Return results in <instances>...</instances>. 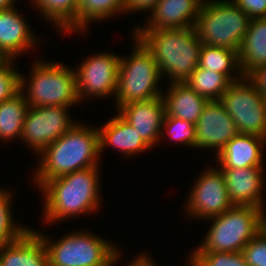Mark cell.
Listing matches in <instances>:
<instances>
[{
    "instance_id": "37",
    "label": "cell",
    "mask_w": 266,
    "mask_h": 266,
    "mask_svg": "<svg viewBox=\"0 0 266 266\" xmlns=\"http://www.w3.org/2000/svg\"><path fill=\"white\" fill-rule=\"evenodd\" d=\"M12 59L0 49V69L5 67Z\"/></svg>"
},
{
    "instance_id": "8",
    "label": "cell",
    "mask_w": 266,
    "mask_h": 266,
    "mask_svg": "<svg viewBox=\"0 0 266 266\" xmlns=\"http://www.w3.org/2000/svg\"><path fill=\"white\" fill-rule=\"evenodd\" d=\"M37 234L45 244L49 266H113L121 256L111 242L85 231L66 234L52 243Z\"/></svg>"
},
{
    "instance_id": "31",
    "label": "cell",
    "mask_w": 266,
    "mask_h": 266,
    "mask_svg": "<svg viewBox=\"0 0 266 266\" xmlns=\"http://www.w3.org/2000/svg\"><path fill=\"white\" fill-rule=\"evenodd\" d=\"M248 266H266V227L242 249Z\"/></svg>"
},
{
    "instance_id": "38",
    "label": "cell",
    "mask_w": 266,
    "mask_h": 266,
    "mask_svg": "<svg viewBox=\"0 0 266 266\" xmlns=\"http://www.w3.org/2000/svg\"><path fill=\"white\" fill-rule=\"evenodd\" d=\"M16 0H0V11L13 7Z\"/></svg>"
},
{
    "instance_id": "10",
    "label": "cell",
    "mask_w": 266,
    "mask_h": 266,
    "mask_svg": "<svg viewBox=\"0 0 266 266\" xmlns=\"http://www.w3.org/2000/svg\"><path fill=\"white\" fill-rule=\"evenodd\" d=\"M67 106L28 107L21 139L39 154L50 143L59 139L75 124Z\"/></svg>"
},
{
    "instance_id": "6",
    "label": "cell",
    "mask_w": 266,
    "mask_h": 266,
    "mask_svg": "<svg viewBox=\"0 0 266 266\" xmlns=\"http://www.w3.org/2000/svg\"><path fill=\"white\" fill-rule=\"evenodd\" d=\"M30 73L29 83L26 77L20 74V90L30 107H71L79 103L75 69L58 62L38 60L33 64ZM27 83L29 88L26 91Z\"/></svg>"
},
{
    "instance_id": "32",
    "label": "cell",
    "mask_w": 266,
    "mask_h": 266,
    "mask_svg": "<svg viewBox=\"0 0 266 266\" xmlns=\"http://www.w3.org/2000/svg\"><path fill=\"white\" fill-rule=\"evenodd\" d=\"M13 59L0 69V103L12 98L20 91V74L14 69Z\"/></svg>"
},
{
    "instance_id": "33",
    "label": "cell",
    "mask_w": 266,
    "mask_h": 266,
    "mask_svg": "<svg viewBox=\"0 0 266 266\" xmlns=\"http://www.w3.org/2000/svg\"><path fill=\"white\" fill-rule=\"evenodd\" d=\"M252 20L266 18V0H232Z\"/></svg>"
},
{
    "instance_id": "14",
    "label": "cell",
    "mask_w": 266,
    "mask_h": 266,
    "mask_svg": "<svg viewBox=\"0 0 266 266\" xmlns=\"http://www.w3.org/2000/svg\"><path fill=\"white\" fill-rule=\"evenodd\" d=\"M118 113L137 130L142 139L153 147L162 138L165 104L163 96L121 106ZM161 133V134H160Z\"/></svg>"
},
{
    "instance_id": "11",
    "label": "cell",
    "mask_w": 266,
    "mask_h": 266,
    "mask_svg": "<svg viewBox=\"0 0 266 266\" xmlns=\"http://www.w3.org/2000/svg\"><path fill=\"white\" fill-rule=\"evenodd\" d=\"M120 59L119 55L104 52L82 61L75 70L78 100L86 96H115Z\"/></svg>"
},
{
    "instance_id": "1",
    "label": "cell",
    "mask_w": 266,
    "mask_h": 266,
    "mask_svg": "<svg viewBox=\"0 0 266 266\" xmlns=\"http://www.w3.org/2000/svg\"><path fill=\"white\" fill-rule=\"evenodd\" d=\"M93 128L77 123L37 154L42 155L34 173L38 188L47 180L99 166V132Z\"/></svg>"
},
{
    "instance_id": "3",
    "label": "cell",
    "mask_w": 266,
    "mask_h": 266,
    "mask_svg": "<svg viewBox=\"0 0 266 266\" xmlns=\"http://www.w3.org/2000/svg\"><path fill=\"white\" fill-rule=\"evenodd\" d=\"M98 168L99 166L89 167L47 180L39 188L46 197L44 220L54 223L98 210L101 201Z\"/></svg>"
},
{
    "instance_id": "20",
    "label": "cell",
    "mask_w": 266,
    "mask_h": 266,
    "mask_svg": "<svg viewBox=\"0 0 266 266\" xmlns=\"http://www.w3.org/2000/svg\"><path fill=\"white\" fill-rule=\"evenodd\" d=\"M97 129L99 132V152L104 150L106 145H110L128 157L151 148L137 130L119 113L106 122L103 127Z\"/></svg>"
},
{
    "instance_id": "19",
    "label": "cell",
    "mask_w": 266,
    "mask_h": 266,
    "mask_svg": "<svg viewBox=\"0 0 266 266\" xmlns=\"http://www.w3.org/2000/svg\"><path fill=\"white\" fill-rule=\"evenodd\" d=\"M15 8L13 6L0 11V49L13 60L18 54L32 49L36 42H39L22 14Z\"/></svg>"
},
{
    "instance_id": "27",
    "label": "cell",
    "mask_w": 266,
    "mask_h": 266,
    "mask_svg": "<svg viewBox=\"0 0 266 266\" xmlns=\"http://www.w3.org/2000/svg\"><path fill=\"white\" fill-rule=\"evenodd\" d=\"M33 3L62 32L78 19L79 0H33Z\"/></svg>"
},
{
    "instance_id": "9",
    "label": "cell",
    "mask_w": 266,
    "mask_h": 266,
    "mask_svg": "<svg viewBox=\"0 0 266 266\" xmlns=\"http://www.w3.org/2000/svg\"><path fill=\"white\" fill-rule=\"evenodd\" d=\"M219 102L233 118L239 134L266 138V101L246 77L232 82Z\"/></svg>"
},
{
    "instance_id": "30",
    "label": "cell",
    "mask_w": 266,
    "mask_h": 266,
    "mask_svg": "<svg viewBox=\"0 0 266 266\" xmlns=\"http://www.w3.org/2000/svg\"><path fill=\"white\" fill-rule=\"evenodd\" d=\"M162 127L163 130L168 132V134L166 132L165 134L168 135L174 142H178L179 144L186 146L188 145V147L190 146L191 148L196 147L195 125L190 122L165 115Z\"/></svg>"
},
{
    "instance_id": "15",
    "label": "cell",
    "mask_w": 266,
    "mask_h": 266,
    "mask_svg": "<svg viewBox=\"0 0 266 266\" xmlns=\"http://www.w3.org/2000/svg\"><path fill=\"white\" fill-rule=\"evenodd\" d=\"M224 175L229 199L233 205L253 206L263 210V167L220 169ZM263 174V175H262Z\"/></svg>"
},
{
    "instance_id": "2",
    "label": "cell",
    "mask_w": 266,
    "mask_h": 266,
    "mask_svg": "<svg viewBox=\"0 0 266 266\" xmlns=\"http://www.w3.org/2000/svg\"><path fill=\"white\" fill-rule=\"evenodd\" d=\"M133 33L152 54L162 78L167 74L171 83L185 82L198 67L203 44L194 27L135 29Z\"/></svg>"
},
{
    "instance_id": "13",
    "label": "cell",
    "mask_w": 266,
    "mask_h": 266,
    "mask_svg": "<svg viewBox=\"0 0 266 266\" xmlns=\"http://www.w3.org/2000/svg\"><path fill=\"white\" fill-rule=\"evenodd\" d=\"M196 147L217 149L223 147L239 134L233 118L219 101H209L195 124Z\"/></svg>"
},
{
    "instance_id": "29",
    "label": "cell",
    "mask_w": 266,
    "mask_h": 266,
    "mask_svg": "<svg viewBox=\"0 0 266 266\" xmlns=\"http://www.w3.org/2000/svg\"><path fill=\"white\" fill-rule=\"evenodd\" d=\"M197 248L189 256L190 266H248L242 252H203Z\"/></svg>"
},
{
    "instance_id": "17",
    "label": "cell",
    "mask_w": 266,
    "mask_h": 266,
    "mask_svg": "<svg viewBox=\"0 0 266 266\" xmlns=\"http://www.w3.org/2000/svg\"><path fill=\"white\" fill-rule=\"evenodd\" d=\"M266 138L254 134H238L216 154L220 169L263 167L262 148Z\"/></svg>"
},
{
    "instance_id": "21",
    "label": "cell",
    "mask_w": 266,
    "mask_h": 266,
    "mask_svg": "<svg viewBox=\"0 0 266 266\" xmlns=\"http://www.w3.org/2000/svg\"><path fill=\"white\" fill-rule=\"evenodd\" d=\"M169 87L166 96L163 97L165 115L195 125L209 100L197 94L185 82H173Z\"/></svg>"
},
{
    "instance_id": "23",
    "label": "cell",
    "mask_w": 266,
    "mask_h": 266,
    "mask_svg": "<svg viewBox=\"0 0 266 266\" xmlns=\"http://www.w3.org/2000/svg\"><path fill=\"white\" fill-rule=\"evenodd\" d=\"M198 66L206 70H211L212 72L222 73L231 82L240 80L244 77L239 65L238 51L226 48L202 45ZM233 70L238 73L236 74L238 77L235 73L233 76L231 73Z\"/></svg>"
},
{
    "instance_id": "5",
    "label": "cell",
    "mask_w": 266,
    "mask_h": 266,
    "mask_svg": "<svg viewBox=\"0 0 266 266\" xmlns=\"http://www.w3.org/2000/svg\"><path fill=\"white\" fill-rule=\"evenodd\" d=\"M264 210L234 205L209 218L212 225L198 246L203 252H242L245 245L265 228Z\"/></svg>"
},
{
    "instance_id": "25",
    "label": "cell",
    "mask_w": 266,
    "mask_h": 266,
    "mask_svg": "<svg viewBox=\"0 0 266 266\" xmlns=\"http://www.w3.org/2000/svg\"><path fill=\"white\" fill-rule=\"evenodd\" d=\"M124 7L125 0H79L78 19L65 33L79 32L80 30L82 32L93 21H104L118 12L123 13Z\"/></svg>"
},
{
    "instance_id": "4",
    "label": "cell",
    "mask_w": 266,
    "mask_h": 266,
    "mask_svg": "<svg viewBox=\"0 0 266 266\" xmlns=\"http://www.w3.org/2000/svg\"><path fill=\"white\" fill-rule=\"evenodd\" d=\"M251 18L232 0L202 2L194 28L203 45L238 51Z\"/></svg>"
},
{
    "instance_id": "26",
    "label": "cell",
    "mask_w": 266,
    "mask_h": 266,
    "mask_svg": "<svg viewBox=\"0 0 266 266\" xmlns=\"http://www.w3.org/2000/svg\"><path fill=\"white\" fill-rule=\"evenodd\" d=\"M185 83L209 101H219L232 82L222 73L198 66Z\"/></svg>"
},
{
    "instance_id": "36",
    "label": "cell",
    "mask_w": 266,
    "mask_h": 266,
    "mask_svg": "<svg viewBox=\"0 0 266 266\" xmlns=\"http://www.w3.org/2000/svg\"><path fill=\"white\" fill-rule=\"evenodd\" d=\"M149 257V258H148ZM135 260L131 261L130 264L127 263L128 266H157L156 263L150 259V256L147 254H140L138 257L134 258Z\"/></svg>"
},
{
    "instance_id": "18",
    "label": "cell",
    "mask_w": 266,
    "mask_h": 266,
    "mask_svg": "<svg viewBox=\"0 0 266 266\" xmlns=\"http://www.w3.org/2000/svg\"><path fill=\"white\" fill-rule=\"evenodd\" d=\"M0 262L2 266H49L45 244L31 228L19 239L0 246Z\"/></svg>"
},
{
    "instance_id": "16",
    "label": "cell",
    "mask_w": 266,
    "mask_h": 266,
    "mask_svg": "<svg viewBox=\"0 0 266 266\" xmlns=\"http://www.w3.org/2000/svg\"><path fill=\"white\" fill-rule=\"evenodd\" d=\"M201 5V0H159L146 25L135 29L194 27Z\"/></svg>"
},
{
    "instance_id": "24",
    "label": "cell",
    "mask_w": 266,
    "mask_h": 266,
    "mask_svg": "<svg viewBox=\"0 0 266 266\" xmlns=\"http://www.w3.org/2000/svg\"><path fill=\"white\" fill-rule=\"evenodd\" d=\"M29 104L20 90L12 98L0 103V139L20 138Z\"/></svg>"
},
{
    "instance_id": "35",
    "label": "cell",
    "mask_w": 266,
    "mask_h": 266,
    "mask_svg": "<svg viewBox=\"0 0 266 266\" xmlns=\"http://www.w3.org/2000/svg\"><path fill=\"white\" fill-rule=\"evenodd\" d=\"M159 0H125L124 13L127 11H154Z\"/></svg>"
},
{
    "instance_id": "34",
    "label": "cell",
    "mask_w": 266,
    "mask_h": 266,
    "mask_svg": "<svg viewBox=\"0 0 266 266\" xmlns=\"http://www.w3.org/2000/svg\"><path fill=\"white\" fill-rule=\"evenodd\" d=\"M245 77L266 101V65L256 67Z\"/></svg>"
},
{
    "instance_id": "7",
    "label": "cell",
    "mask_w": 266,
    "mask_h": 266,
    "mask_svg": "<svg viewBox=\"0 0 266 266\" xmlns=\"http://www.w3.org/2000/svg\"><path fill=\"white\" fill-rule=\"evenodd\" d=\"M135 47L129 58L121 56L117 88L116 108L130 102L145 101L164 96L157 89L162 75L159 65L145 46L135 38Z\"/></svg>"
},
{
    "instance_id": "22",
    "label": "cell",
    "mask_w": 266,
    "mask_h": 266,
    "mask_svg": "<svg viewBox=\"0 0 266 266\" xmlns=\"http://www.w3.org/2000/svg\"><path fill=\"white\" fill-rule=\"evenodd\" d=\"M238 57L244 77L256 67L266 65V18L251 20L240 44Z\"/></svg>"
},
{
    "instance_id": "28",
    "label": "cell",
    "mask_w": 266,
    "mask_h": 266,
    "mask_svg": "<svg viewBox=\"0 0 266 266\" xmlns=\"http://www.w3.org/2000/svg\"><path fill=\"white\" fill-rule=\"evenodd\" d=\"M12 193L0 188V246L19 239L30 227L15 224L11 213Z\"/></svg>"
},
{
    "instance_id": "12",
    "label": "cell",
    "mask_w": 266,
    "mask_h": 266,
    "mask_svg": "<svg viewBox=\"0 0 266 266\" xmlns=\"http://www.w3.org/2000/svg\"><path fill=\"white\" fill-rule=\"evenodd\" d=\"M199 176L192 185L187 199L188 215L209 220L234 206L229 199L225 178L220 168L210 167Z\"/></svg>"
}]
</instances>
